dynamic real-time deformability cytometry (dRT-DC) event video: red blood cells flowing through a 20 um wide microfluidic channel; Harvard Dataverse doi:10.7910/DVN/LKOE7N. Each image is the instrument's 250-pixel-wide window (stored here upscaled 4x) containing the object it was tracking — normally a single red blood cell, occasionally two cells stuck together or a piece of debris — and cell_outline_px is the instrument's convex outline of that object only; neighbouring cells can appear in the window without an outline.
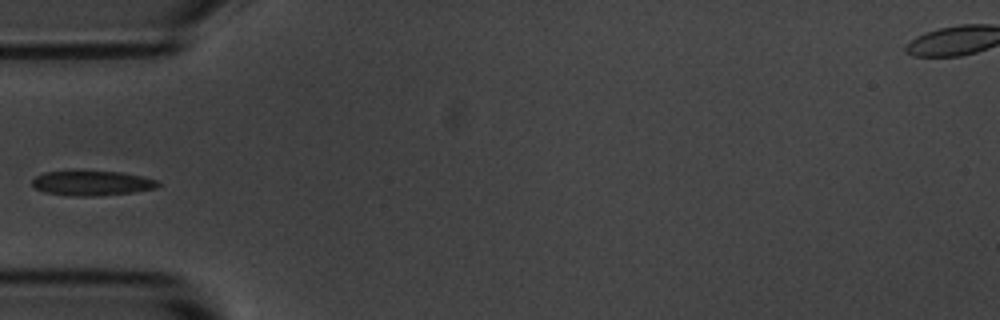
{"species": "common noctule bat (a hibernating species)", "species_latin": "Nyctalus noctula", "temperature_condition": "room temperature", "stored_images_in_passage": 4, "camera_frame_rate_fps": 3000, "um_per_image_px": 0.085, "animal": {"sex": "male", "body_mass_g": 20.1, "forearm_length_mm": 53.5}, "frame": {"image": 1, "passage_image": 4, "time_ms": 1.0, "image_size_px": [1000, 320], "cell_outline_px": [[160, 184], [156, 188], [132, 192], [96, 196], [72, 196], [44, 192], [36, 188], [32, 184], [32, 180], [36, 176], [44, 172], [72, 168], [124, 172], [156, 180]], "centroid_in_image_um": [7.75, 15.51], "position_along_channel_um": 77.3, "area_um2": 18.96}}